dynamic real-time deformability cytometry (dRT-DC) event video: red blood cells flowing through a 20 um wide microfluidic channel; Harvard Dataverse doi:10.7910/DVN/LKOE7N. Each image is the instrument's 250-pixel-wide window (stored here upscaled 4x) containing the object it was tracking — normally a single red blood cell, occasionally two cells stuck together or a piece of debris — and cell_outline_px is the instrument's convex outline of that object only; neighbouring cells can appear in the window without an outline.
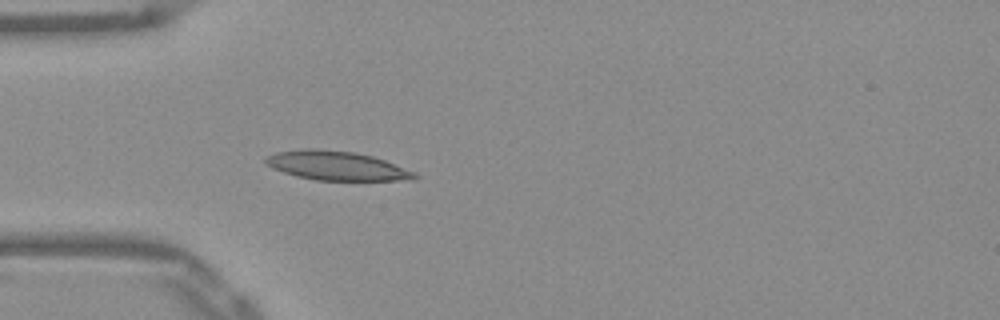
{"species": "Egyptian fruit bat (a non-hibernating species)", "species_latin": "Rousettus aegyptiacus", "temperature_condition": "warm", "stored_images_in_passage": 38, "camera_frame_rate_fps": 3000, "um_per_image_px": 0.085, "frame": {"image": 1, "passage_image": 1, "time_ms": 0.0, "image_size_px": [1000, 320], "cell_outline_px": [[420, 176], [416, 180], [316, 180], [296, 176], [272, 168], [264, 160], [264, 156], [276, 152], [304, 148], [316, 148], [356, 152], [372, 156], [384, 160], [416, 172]], "centroid_in_image_um": [28.62, 14.08], "position_along_channel_um": 56.4, "area_um2": 25.43}}
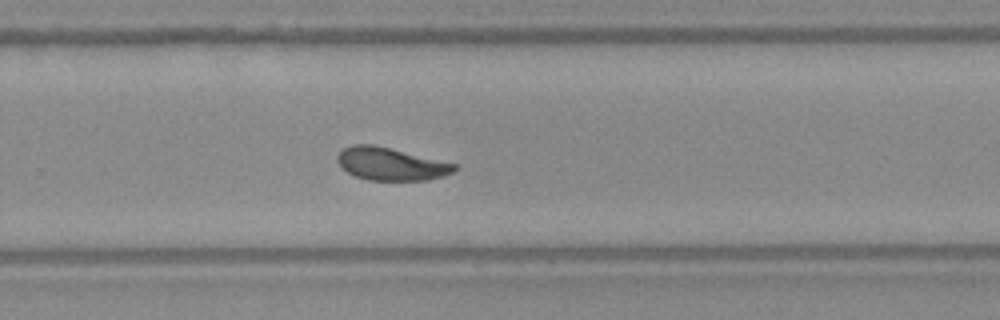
{"frame": {"image": 2, "passage_image": 20, "time_ms": 6.333, "image_size_px": [1000, 320], "cell_outline_px": [[460, 168], [444, 176], [428, 180], [368, 180], [356, 176], [348, 172], [336, 160], [336, 156], [344, 148], [352, 144], [372, 144], [456, 164]], "centroid_in_image_um": [33.23, 13.94], "position_along_channel_um": 296.6, "area_um2": 22.08}}
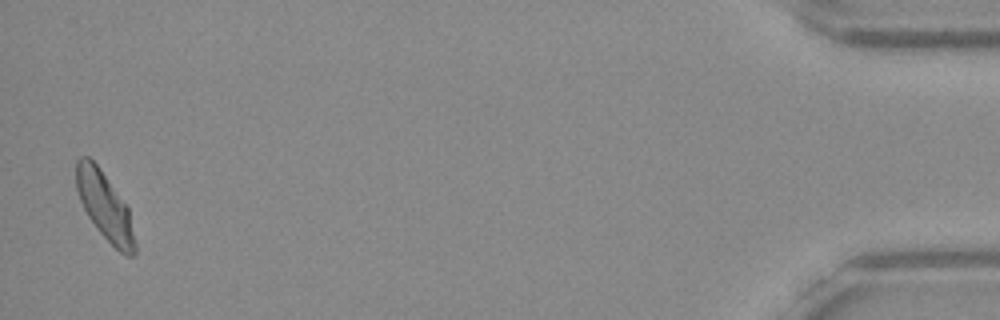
{"frame": {"image": 3, "passage_image": 37, "time_ms": 12.0, "image_size_px": [1000, 320], "cell_outline_px": [[136, 252], [132, 256], [128, 256], [120, 252], [100, 232], [88, 216], [80, 200], [76, 188], [76, 160], [80, 156], [88, 156], [100, 168], [128, 208], [136, 244]], "centroid_in_image_um": [8.9, 17.51], "position_along_channel_um": 426.3, "area_um2": 22.72}, "authors_computed_cell_mechanics": {"area_um2": 22.7154, "velocity_mm_per_s": 3.8713, "shape_relaxation_time_tau1_ms": 11.3975, "shape_relaxation_time_tau2_ms": 2.0311, "deformation_change_tau1": 0.2566, "deformation_change_tau2": 0.0772}}